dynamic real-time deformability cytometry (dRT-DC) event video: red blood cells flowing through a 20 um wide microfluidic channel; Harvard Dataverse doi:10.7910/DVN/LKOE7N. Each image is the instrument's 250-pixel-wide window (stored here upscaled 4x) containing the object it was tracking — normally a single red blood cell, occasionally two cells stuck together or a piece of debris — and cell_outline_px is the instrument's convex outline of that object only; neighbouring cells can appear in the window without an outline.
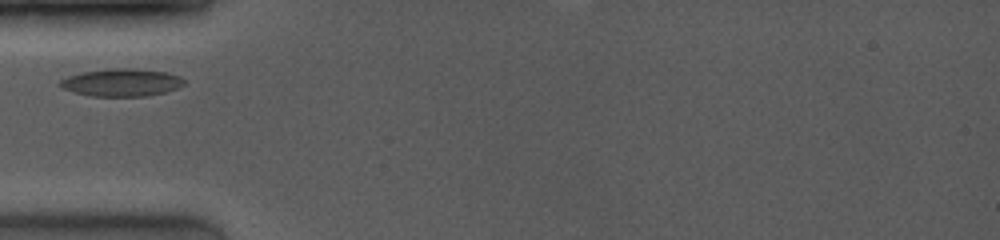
{"species": "common noctule bat (a hibernating species)", "species_latin": "Nyctalus noctula", "temperature_condition": "room temperature", "stored_images_in_passage": 41, "camera_frame_rate_fps": 4000, "um_per_image_px": 0.085, "animal": {"sex": "female", "body_mass_g": 19.0, "forearm_length_mm": 53.3}, "frame": {"image": 1, "passage_image": 3, "time_ms": 1.0, "image_size_px": [1000, 240], "cell_outline_px": [[184, 84], [176, 88], [164, 92], [148, 96], [92, 96], [60, 88], [56, 84], [60, 80], [68, 76], [80, 72], [112, 68], [136, 68], [168, 72], [180, 76], [184, 80]], "centroid_in_image_um": [10.31, 7.0], "position_along_channel_um": 74.7, "area_um2": 20.11}}
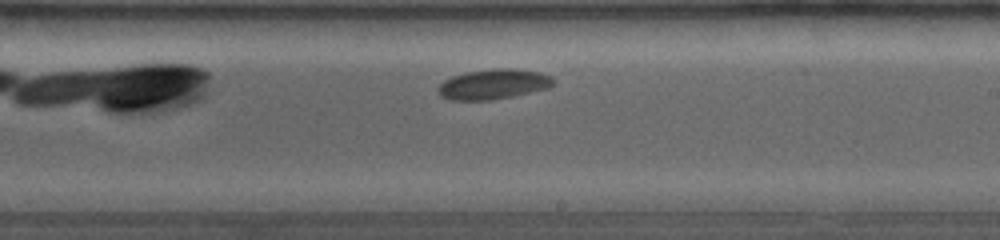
{"frame": {"image": 2, "passage_image": 21, "time_ms": 5.5, "image_size_px": [1000, 240], "cell_outline_px": [[556, 80], [548, 88], [512, 96], [492, 100], [448, 100], [440, 96], [436, 92], [436, 88], [444, 80], [452, 76], [464, 72], [496, 68], [512, 68], [540, 72], [552, 76]], "centroid_in_image_um": [41.9, 7.15], "position_along_channel_um": 247.1, "area_um2": 20.46}}
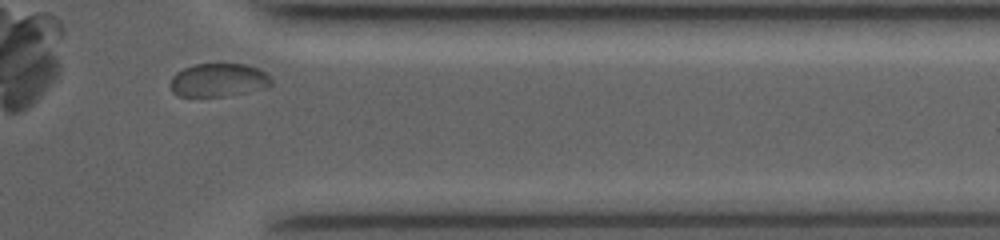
{"frame": {"image": 3, "passage_image": 38, "time_ms": 9.25, "image_size_px": [1000, 240], "cell_outline_px": [[272, 84], [268, 88], [224, 96], [176, 96], [172, 92], [172, 76], [176, 72], [192, 64], [244, 64], [260, 68], [272, 76]], "centroid_in_image_um": [18.63, 6.8], "position_along_channel_um": 392.8, "area_um2": 19.83}, "authors_computed_cell_mechanics": {"area_um2": 20.1722, "velocity_mm_per_s": 3.8517, "shape_relaxation_time_tau1_ms": 1.7924, "shape_relaxation_time_tau2_ms": 3.3145, "deformation_change_tau1": 0.0415, "deformation_change_tau2": 0.0297}}